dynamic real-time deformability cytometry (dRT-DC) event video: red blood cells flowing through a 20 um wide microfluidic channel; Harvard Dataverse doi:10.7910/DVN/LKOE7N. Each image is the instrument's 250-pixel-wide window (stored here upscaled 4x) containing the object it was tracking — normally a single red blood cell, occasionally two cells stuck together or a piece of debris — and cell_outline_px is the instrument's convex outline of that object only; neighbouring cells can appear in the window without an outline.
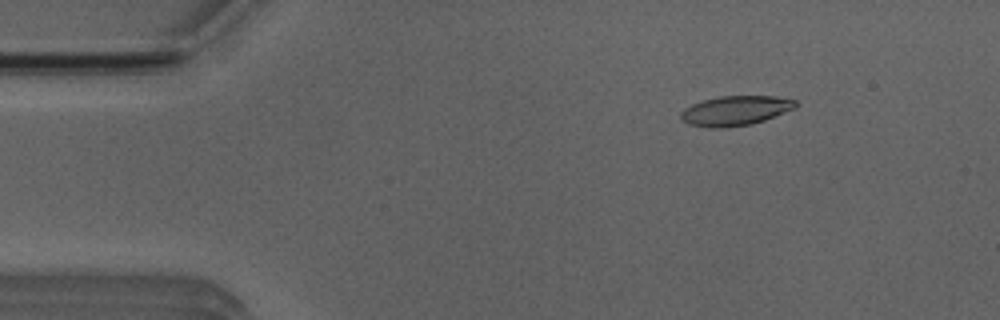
{"species": "Egyptian fruit bat (a non-hibernating species)", "species_latin": "Rousettus aegyptiacus", "temperature_condition": "room temperature", "stored_images_in_passage": 4, "camera_frame_rate_fps": 3000, "um_per_image_px": 0.085, "animal": {"sex": "male"}, "frame": {"image": 1, "passage_image": 2, "time_ms": 1.333, "image_size_px": [1000, 320], "cell_outline_px": [[796, 108], [764, 120], [752, 124], [720, 128], [712, 128], [688, 124], [680, 120], [680, 112], [684, 108], [692, 104], [704, 100], [720, 96], [776, 96], [796, 100]], "centroid_in_image_um": [62.48, 9.41], "position_along_channel_um": 22.5, "area_um2": 19.88}}